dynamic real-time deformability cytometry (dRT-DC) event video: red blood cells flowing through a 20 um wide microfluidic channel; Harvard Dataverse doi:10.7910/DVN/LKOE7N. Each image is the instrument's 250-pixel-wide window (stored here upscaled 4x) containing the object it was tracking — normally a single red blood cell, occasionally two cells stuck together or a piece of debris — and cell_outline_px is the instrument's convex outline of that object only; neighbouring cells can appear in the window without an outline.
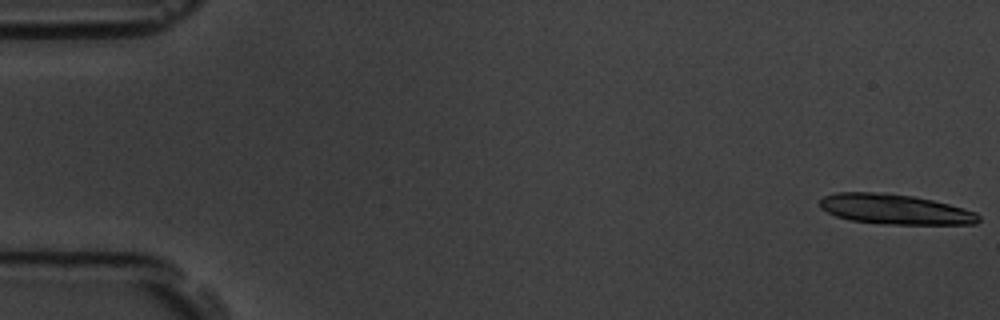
{"species": "common noctule bat (a hibernating species)", "species_latin": "Nyctalus noctula", "temperature_condition": "room temperature", "stored_images_in_passage": 16, "camera_frame_rate_fps": 3000, "um_per_image_px": 0.085, "animal": {"sex": "male", "body_mass_g": 19.5, "forearm_length_mm": 54.6}, "frame": {"image": 1, "passage_image": 1, "time_ms": 0.0, "image_size_px": [1000, 320], "cell_outline_px": [[980, 220], [976, 224], [884, 224], [848, 220], [836, 216], [820, 208], [820, 200], [824, 196], [836, 192], [888, 192], [912, 196], [932, 200], [964, 208], [976, 212], [980, 216]], "centroid_in_image_um": [76.06, 17.78], "position_along_channel_um": 8.9, "area_um2": 27.98}}